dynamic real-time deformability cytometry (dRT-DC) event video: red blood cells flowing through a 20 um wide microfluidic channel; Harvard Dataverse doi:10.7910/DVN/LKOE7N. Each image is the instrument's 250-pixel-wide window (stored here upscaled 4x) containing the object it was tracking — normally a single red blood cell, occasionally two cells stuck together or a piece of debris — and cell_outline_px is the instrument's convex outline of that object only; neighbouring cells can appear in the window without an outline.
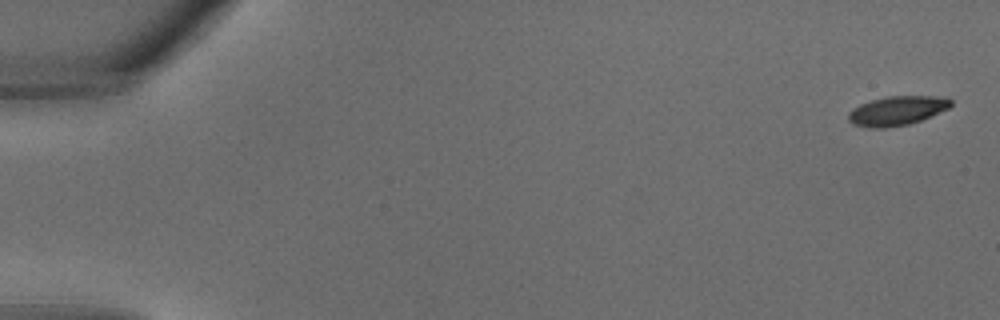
{"species": "common noctule bat (a hibernating species)", "species_latin": "Nyctalus noctula", "temperature_condition": "warm", "stored_images_in_passage": 34, "camera_frame_rate_fps": 3000, "um_per_image_px": 0.085, "animal": {"sex": "male", "body_mass_g": 18.8}, "frame": {"image": 1, "passage_image": 1, "time_ms": 0.0, "image_size_px": [1000, 320], "cell_outline_px": [[952, 104], [948, 108], [920, 120], [908, 124], [884, 128], [868, 128], [852, 124], [848, 120], [848, 112], [852, 108], [860, 104], [872, 100], [888, 96], [936, 96], [952, 100]], "centroid_in_image_um": [76.18, 9.41], "position_along_channel_um": 8.8, "area_um2": 17.34}}
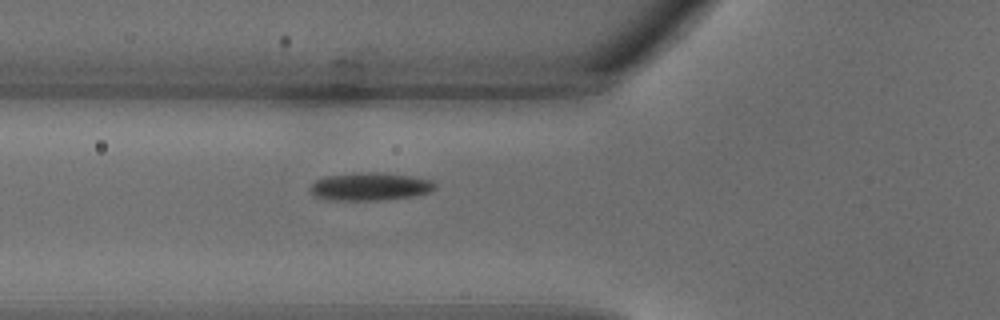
{"frame": {"image": 2, "passage_image": 13, "time_ms": 4.0, "image_size_px": [1000, 320], "cell_outline_px": [[436, 188], [428, 192], [416, 196], [384, 200], [336, 200], [316, 196], [308, 188], [316, 180], [324, 176], [360, 172], [372, 172], [412, 176], [432, 180], [436, 184]], "centroid_in_image_um": [31.48, 15.85], "position_along_channel_um": 94.3, "area_um2": 20.29}}
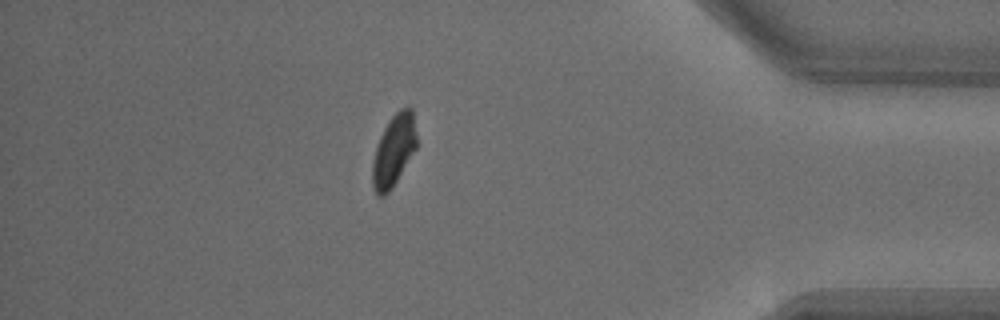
{"frame": {"image": 3, "passage_image": 30, "time_ms": 9.667, "image_size_px": [1000, 320], "cell_outline_px": [[416, 148], [392, 188], [384, 196], [376, 196], [372, 184], [372, 164], [376, 148], [380, 136], [388, 120], [400, 108], [412, 108], [416, 136]], "centroid_in_image_um": [33.45, 12.81], "position_along_channel_um": 401.8, "area_um2": 18.26}}